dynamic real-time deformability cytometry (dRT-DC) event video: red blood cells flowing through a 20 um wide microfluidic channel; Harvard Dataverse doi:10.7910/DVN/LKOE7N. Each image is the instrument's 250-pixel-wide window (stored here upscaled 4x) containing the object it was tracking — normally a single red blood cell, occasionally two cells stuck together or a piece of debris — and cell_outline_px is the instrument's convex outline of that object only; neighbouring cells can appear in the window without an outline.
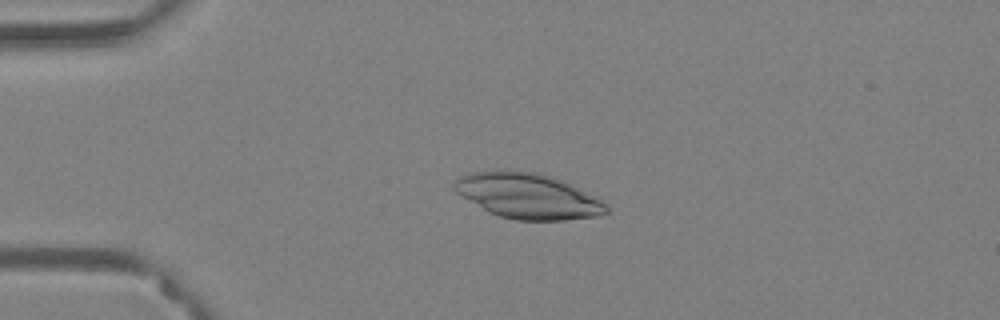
{"species": "Egyptian fruit bat (a non-hibernating species)", "species_latin": "Rousettus aegyptiacus", "temperature_condition": "warm", "stored_images_in_passage": 44, "camera_frame_rate_fps": 3000, "um_per_image_px": 0.085, "animal": {"sex": "female"}, "frame": {"image": 1, "passage_image": 1, "time_ms": 0.0, "image_size_px": [1000, 320], "cell_outline_px": [[608, 212], [596, 216], [564, 220], [516, 220], [500, 216], [488, 212], [456, 192], [452, 184], [460, 176], [468, 172], [512, 168], [536, 172], [552, 176], [572, 184], [604, 200], [608, 204]], "centroid_in_image_um": [44.88, 16.62], "position_along_channel_um": 40.1, "area_um2": 40.81}}
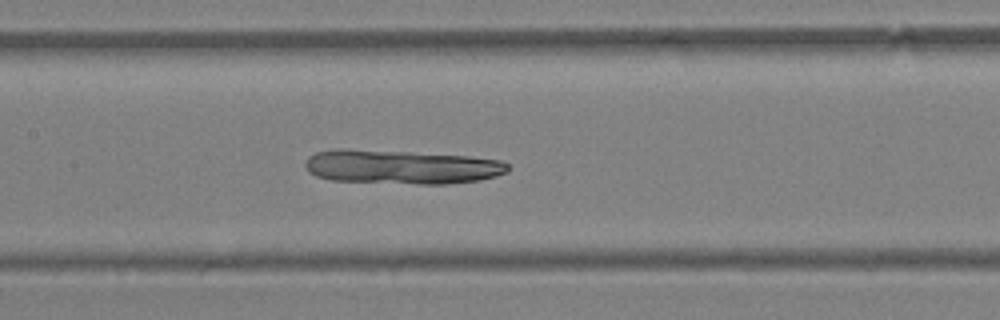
{"frame": {"image": 2, "passage_image": 15, "time_ms": 4.667, "image_size_px": [1000, 320], "cell_outline_px": [[508, 172], [496, 176], [480, 180], [444, 184], [420, 184], [332, 180], [316, 176], [308, 172], [304, 164], [308, 156], [316, 152], [336, 148], [344, 148], [408, 152], [468, 156], [500, 160], [508, 164]], "centroid_in_image_um": [34.08, 14.18], "position_along_channel_um": 173.3, "area_um2": 40.34}}
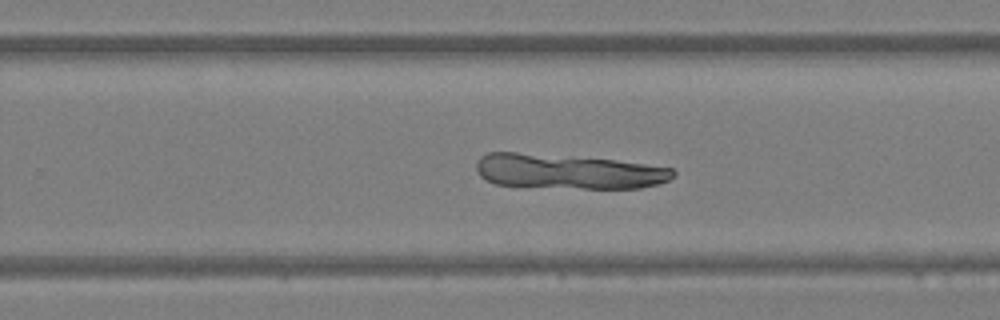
{"frame": {"image": 3, "passage_image": 24, "time_ms": 7.667, "image_size_px": [1000, 320], "cell_outline_px": [[676, 172], [668, 180], [660, 184], [640, 188], [520, 188], [496, 184], [480, 176], [476, 172], [476, 160], [480, 156], [488, 152], [516, 152], [616, 160], [672, 168]], "centroid_in_image_um": [48.2, 14.6], "position_along_channel_um": 281.6, "area_um2": 40.46}}